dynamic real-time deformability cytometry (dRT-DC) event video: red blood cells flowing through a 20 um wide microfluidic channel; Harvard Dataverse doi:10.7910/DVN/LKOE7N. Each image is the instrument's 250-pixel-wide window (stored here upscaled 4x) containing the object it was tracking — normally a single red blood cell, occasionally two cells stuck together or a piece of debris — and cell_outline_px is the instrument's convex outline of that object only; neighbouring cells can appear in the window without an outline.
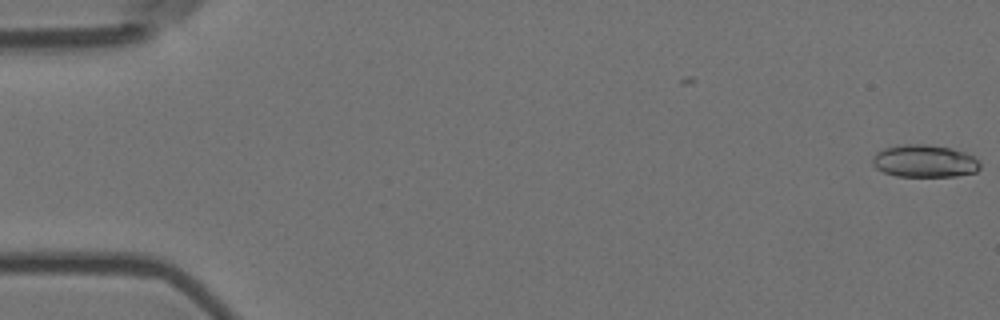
{"species": "Egyptian fruit bat (a non-hibernating species)", "species_latin": "Rousettus aegyptiacus", "temperature_condition": "room temperature", "stored_images_in_passage": 3, "camera_frame_rate_fps": 3000, "um_per_image_px": 0.085, "animal": {"sex": "female"}, "frame": {"image": 1, "passage_image": 3, "time_ms": 0.667, "image_size_px": [1000, 320], "cell_outline_px": [[980, 168], [976, 172], [956, 176], [896, 176], [884, 172], [876, 168], [872, 164], [872, 156], [876, 152], [884, 148], [896, 144], [928, 144], [952, 148], [976, 156], [980, 164]], "centroid_in_image_um": [78.58, 13.68], "position_along_channel_um": 6.4, "area_um2": 20.69}}